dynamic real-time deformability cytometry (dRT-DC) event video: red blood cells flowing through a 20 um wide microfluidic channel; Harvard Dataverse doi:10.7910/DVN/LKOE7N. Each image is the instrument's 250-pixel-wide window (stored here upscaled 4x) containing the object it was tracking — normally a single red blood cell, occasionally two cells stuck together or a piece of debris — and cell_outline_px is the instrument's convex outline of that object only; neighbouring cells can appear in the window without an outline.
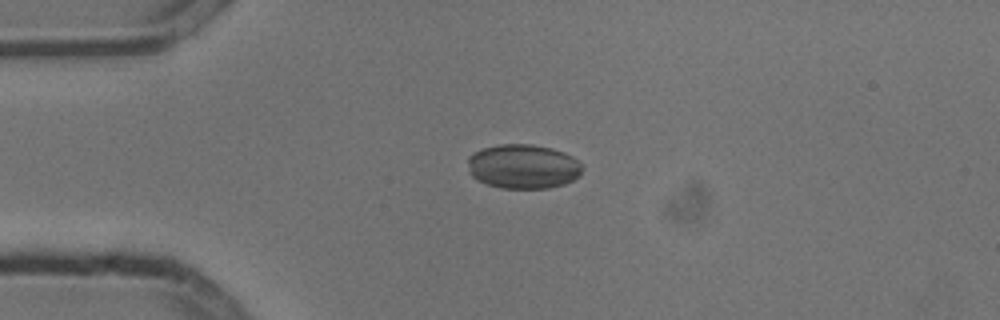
{"species": "common noctule bat (a hibernating species)", "species_latin": "Nyctalus noctula", "temperature_condition": "cold", "stored_images_in_passage": 5, "camera_frame_rate_fps": 3000, "um_per_image_px": 0.085, "animal": {"sex": "male", "body_mass_g": 13.3}, "frame": {"image": 1, "passage_image": 1, "time_ms": 0.0, "image_size_px": [1000, 320], "cell_outline_px": [[580, 176], [564, 184], [548, 188], [500, 188], [476, 180], [468, 172], [468, 156], [472, 152], [484, 148], [500, 144], [532, 144], [552, 148], [564, 152], [580, 160]], "centroid_in_image_um": [44.44, 14.14], "position_along_channel_um": 40.6, "area_um2": 29.82}}
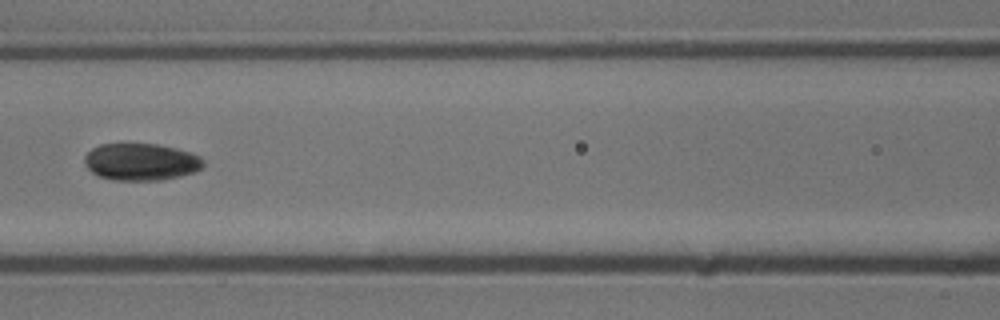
{"frame": {"image": 2, "passage_image": 4, "time_ms": 1.0, "image_size_px": [1000, 320], "cell_outline_px": [[204, 168], [180, 176], [160, 180], [112, 180], [100, 176], [92, 172], [84, 164], [84, 156], [92, 148], [100, 144], [156, 144], [176, 148], [192, 152], [200, 156], [204, 160]], "centroid_in_image_um": [12.0, 13.75], "position_along_channel_um": 154.6, "area_um2": 25.78}}
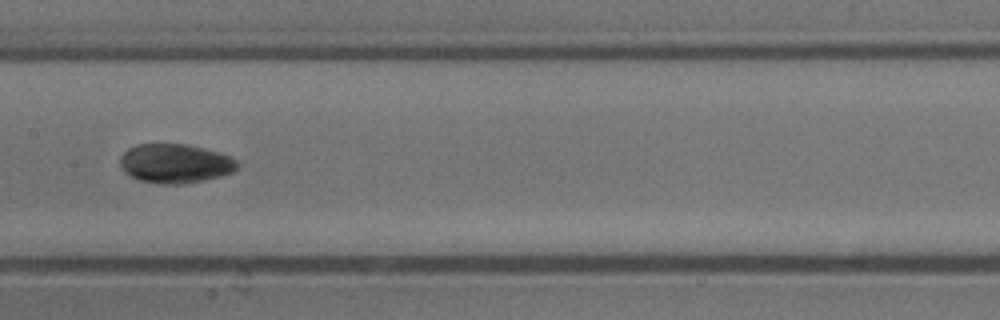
{"frame": {"image": 3, "passage_image": 5, "time_ms": 1.333, "image_size_px": [1000, 320], "cell_outline_px": [[236, 168], [232, 172], [220, 176], [204, 180], [184, 184], [160, 184], [140, 180], [124, 172], [120, 164], [120, 156], [128, 148], [136, 144], [188, 144], [220, 152], [236, 160]], "centroid_in_image_um": [14.86, 13.89], "position_along_channel_um": 192.5, "area_um2": 26.7}}